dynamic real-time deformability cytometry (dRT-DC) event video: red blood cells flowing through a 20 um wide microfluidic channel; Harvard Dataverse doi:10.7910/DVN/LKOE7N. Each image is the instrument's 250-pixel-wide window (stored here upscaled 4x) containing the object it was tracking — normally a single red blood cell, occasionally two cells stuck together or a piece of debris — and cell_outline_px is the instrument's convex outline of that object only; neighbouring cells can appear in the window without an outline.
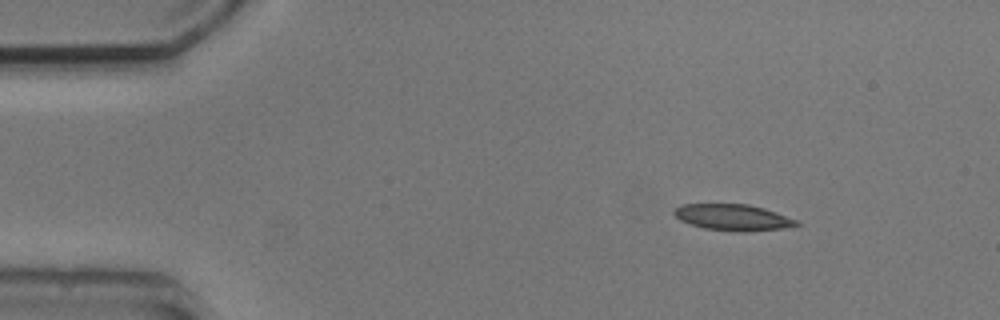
{"species": "common noctule bat (a hibernating species)", "species_latin": "Nyctalus noctula", "temperature_condition": "cold", "stored_images_in_passage": 4, "camera_frame_rate_fps": 3000, "um_per_image_px": 0.085, "animal": {"sex": "male", "body_mass_g": 20.5, "forearm_length_mm": 52.5}, "frame": {"image": 1, "passage_image": 1, "time_ms": 0.0, "image_size_px": [1000, 320], "cell_outline_px": [[800, 224], [784, 228], [748, 232], [736, 232], [704, 228], [680, 220], [672, 212], [680, 204], [748, 204], [764, 208], [776, 212], [796, 220]], "centroid_in_image_um": [62.29, 18.48], "position_along_channel_um": 22.7, "area_um2": 18.67}}